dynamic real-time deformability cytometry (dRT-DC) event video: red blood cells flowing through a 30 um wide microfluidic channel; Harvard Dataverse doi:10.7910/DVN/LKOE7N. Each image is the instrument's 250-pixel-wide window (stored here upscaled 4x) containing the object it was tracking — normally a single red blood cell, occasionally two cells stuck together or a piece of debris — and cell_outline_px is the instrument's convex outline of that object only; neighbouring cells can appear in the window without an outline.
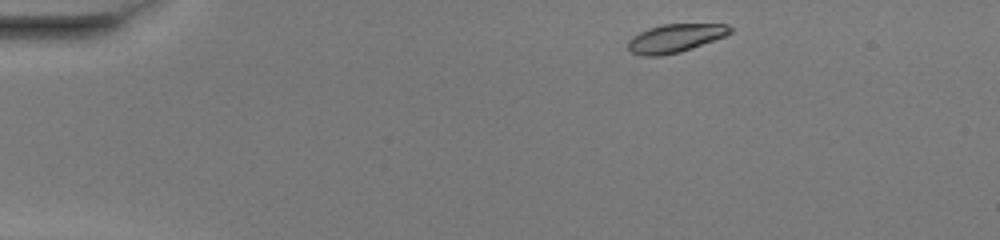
{"species": "common noctule bat (a hibernating species)", "species_latin": "Nyctalus noctula", "temperature_condition": "warm", "stored_images_in_passage": 43, "camera_frame_rate_fps": 3000, "um_per_image_px": 0.085, "animal": {"sex": "female", "body_mass_g": 20.0, "forearm_length_mm": 54.0}, "frame": {"image": 1, "passage_image": 1, "time_ms": 0.0, "image_size_px": [1000, 240], "cell_outline_px": [[732, 32], [724, 36], [692, 48], [680, 52], [660, 56], [640, 56], [632, 52], [628, 48], [628, 40], [632, 36], [648, 28], [660, 24], [728, 24], [732, 28]], "centroid_in_image_um": [57.36, 3.24], "position_along_channel_um": 27.6, "area_um2": 16.88}}
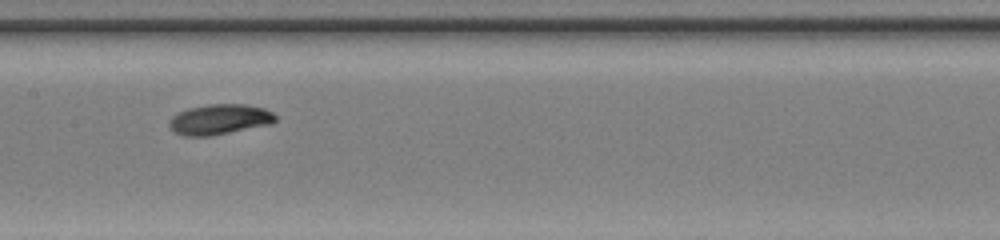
{"frame": {"image": 2, "passage_image": 19, "time_ms": 6.0, "image_size_px": [1000, 240], "cell_outline_px": [[276, 120], [272, 124], [208, 136], [184, 136], [176, 132], [168, 124], [168, 120], [172, 116], [188, 108], [208, 104], [244, 104], [264, 108], [272, 112], [276, 116]], "centroid_in_image_um": [18.67, 10.14], "position_along_channel_um": 188.7, "area_um2": 18.67}}
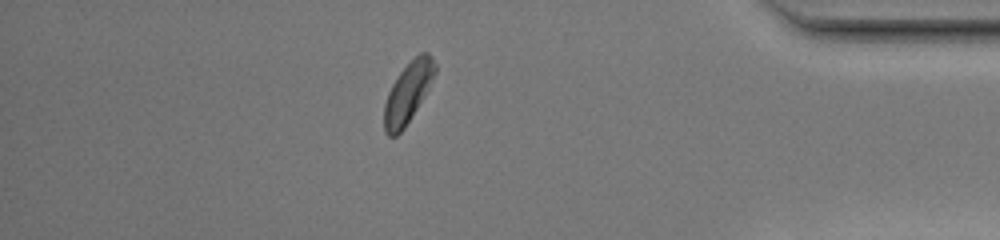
{"frame": {"image": 3, "passage_image": 37, "time_ms": 12.0, "image_size_px": [1000, 240], "cell_outline_px": [[436, 72], [428, 88], [404, 128], [396, 136], [388, 136], [384, 132], [384, 104], [388, 92], [392, 84], [400, 72], [420, 52], [428, 52], [432, 56], [436, 64]], "centroid_in_image_um": [34.66, 7.87], "position_along_channel_um": 400.5, "area_um2": 17.57}, "authors_computed_cell_mechanics": {"area_um2": 18.1492, "velocity_mm_per_s": 4.0774, "shape_relaxation_time_tau1_ms": 3.4779, "shape_relaxation_time_tau2_ms": null, "deformation_change_tau1": 0.1426, "deformation_change_tau2": null}}